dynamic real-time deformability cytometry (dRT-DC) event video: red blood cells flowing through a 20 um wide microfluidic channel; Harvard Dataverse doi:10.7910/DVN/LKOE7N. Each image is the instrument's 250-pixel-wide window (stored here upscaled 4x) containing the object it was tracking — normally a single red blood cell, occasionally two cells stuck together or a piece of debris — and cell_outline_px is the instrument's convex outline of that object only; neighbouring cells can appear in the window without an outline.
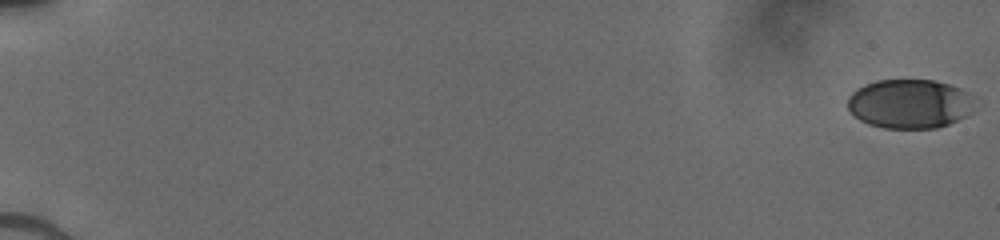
{"species": "human", "species_latin": "Homo sapiens", "temperature_condition": "cold", "stored_images_in_passage": 52, "camera_frame_rate_fps": 3000, "um_per_image_px": 0.085, "donor": {"sex": "male"}, "frame": {"image": 1, "passage_image": 1, "time_ms": 0.0, "image_size_px": [1000, 240], "cell_outline_px": [[972, 112], [968, 116], [948, 124], [936, 128], [884, 128], [868, 124], [860, 120], [848, 108], [848, 96], [856, 88], [864, 84], [876, 80], [932, 80], [948, 84], [960, 88], [968, 92]], "centroid_in_image_um": [77.28, 8.82], "position_along_channel_um": 7.7, "area_um2": 36.3}}
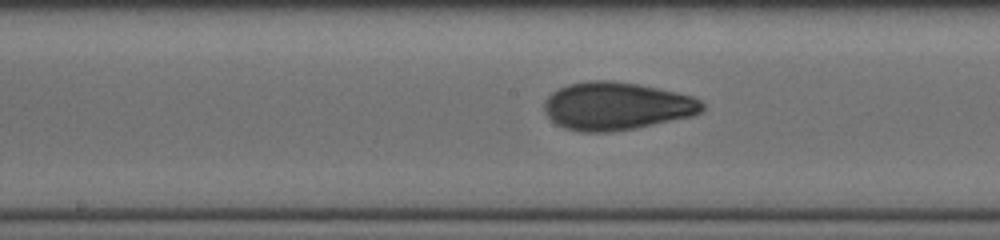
{"frame": {"image": 2, "passage_image": 30, "time_ms": 9.667, "image_size_px": [1000, 240], "cell_outline_px": [[704, 108], [700, 112], [692, 116], [636, 128], [612, 132], [580, 132], [564, 128], [556, 124], [544, 112], [544, 104], [548, 96], [552, 92], [568, 84], [592, 80], [612, 80], [640, 84], [676, 92], [692, 96], [700, 100], [704, 104]], "centroid_in_image_um": [52.4, 9.02], "position_along_channel_um": 195.8, "area_um2": 44.22}}
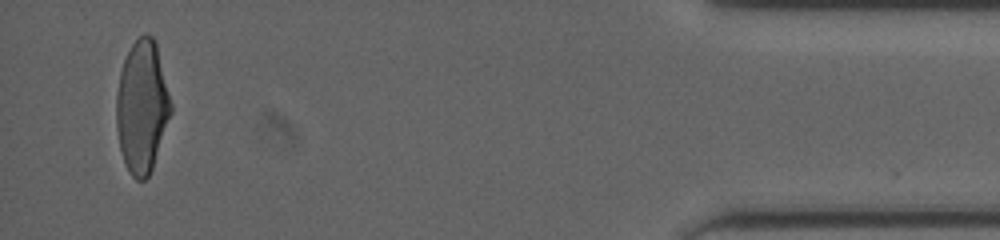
{"frame": {"image": 3, "passage_image": 51, "time_ms": 16.667, "image_size_px": [1000, 240], "cell_outline_px": [[172, 112], [152, 168], [148, 176], [144, 180], [136, 180], [128, 172], [124, 164], [120, 148], [116, 128], [116, 92], [120, 72], [124, 60], [132, 44], [144, 32], [148, 32], [156, 40], [172, 104]], "centroid_in_image_um": [12.07, 9.05], "position_along_channel_um": 423.1, "area_um2": 42.37}}